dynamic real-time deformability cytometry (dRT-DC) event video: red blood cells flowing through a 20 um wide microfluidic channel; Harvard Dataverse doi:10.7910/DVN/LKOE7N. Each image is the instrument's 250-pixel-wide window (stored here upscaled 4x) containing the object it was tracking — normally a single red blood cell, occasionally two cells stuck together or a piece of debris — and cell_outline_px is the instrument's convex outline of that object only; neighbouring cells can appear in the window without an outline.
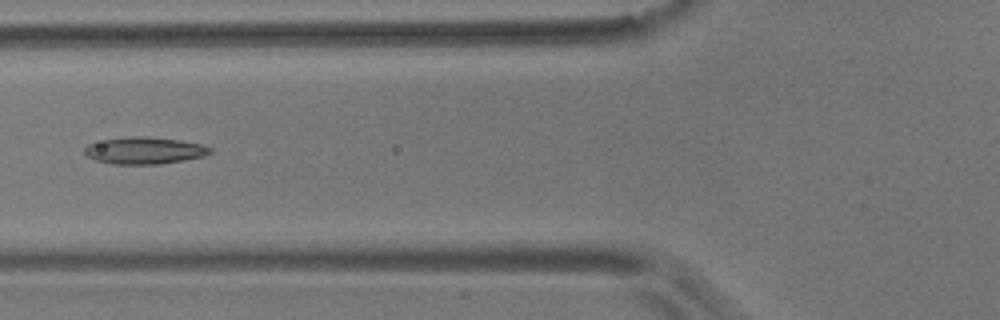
{"species": "common noctule bat (a hibernating species)", "species_latin": "Nyctalus noctula", "temperature_condition": "room temperature", "stored_images_in_passage": 6, "camera_frame_rate_fps": 3000, "um_per_image_px": 0.085, "animal": {"sex": "male", "body_mass_g": 17.9}, "frame": {"image": 1, "passage_image": 6, "time_ms": 1.667, "image_size_px": [1000, 320], "cell_outline_px": [[212, 152], [204, 156], [160, 164], [112, 164], [96, 160], [88, 156], [84, 152], [84, 148], [88, 144], [104, 140], [132, 136], [144, 136], [180, 140], [200, 144], [212, 148]], "centroid_in_image_um": [12.28, 12.79], "position_along_channel_um": 113.5, "area_um2": 19.54}}